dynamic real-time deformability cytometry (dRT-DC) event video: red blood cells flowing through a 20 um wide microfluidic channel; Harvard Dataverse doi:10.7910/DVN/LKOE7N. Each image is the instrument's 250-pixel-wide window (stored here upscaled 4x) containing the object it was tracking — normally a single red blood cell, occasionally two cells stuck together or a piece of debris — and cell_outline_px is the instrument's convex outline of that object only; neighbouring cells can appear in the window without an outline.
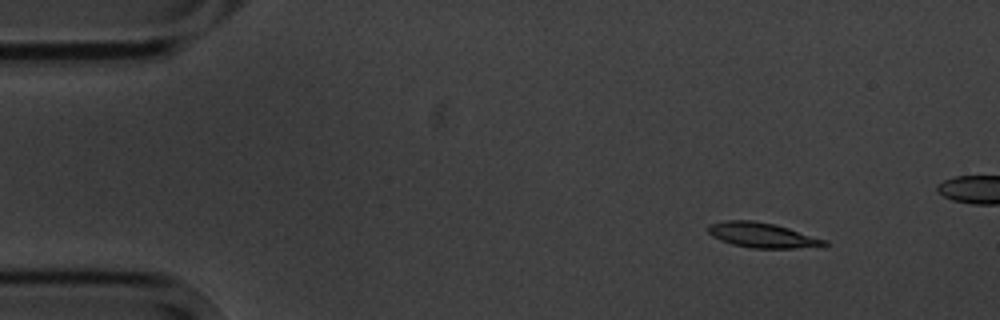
{"species": "common noctule bat (a hibernating species)", "species_latin": "Nyctalus noctula", "temperature_condition": "cold", "stored_images_in_passage": 5, "camera_frame_rate_fps": 3000, "um_per_image_px": 0.085, "animal": {"sex": "male", "body_mass_g": 20.1, "forearm_length_mm": 53.5}, "frame": {"image": 1, "passage_image": 2, "time_ms": 1.333, "image_size_px": [1000, 320], "cell_outline_px": [[828, 244], [792, 248], [752, 248], [732, 244], [720, 240], [712, 236], [708, 232], [708, 224], [728, 220], [752, 220], [776, 224], [828, 240]], "centroid_in_image_um": [64.75, 19.97], "position_along_channel_um": 20.2, "area_um2": 16.82}}